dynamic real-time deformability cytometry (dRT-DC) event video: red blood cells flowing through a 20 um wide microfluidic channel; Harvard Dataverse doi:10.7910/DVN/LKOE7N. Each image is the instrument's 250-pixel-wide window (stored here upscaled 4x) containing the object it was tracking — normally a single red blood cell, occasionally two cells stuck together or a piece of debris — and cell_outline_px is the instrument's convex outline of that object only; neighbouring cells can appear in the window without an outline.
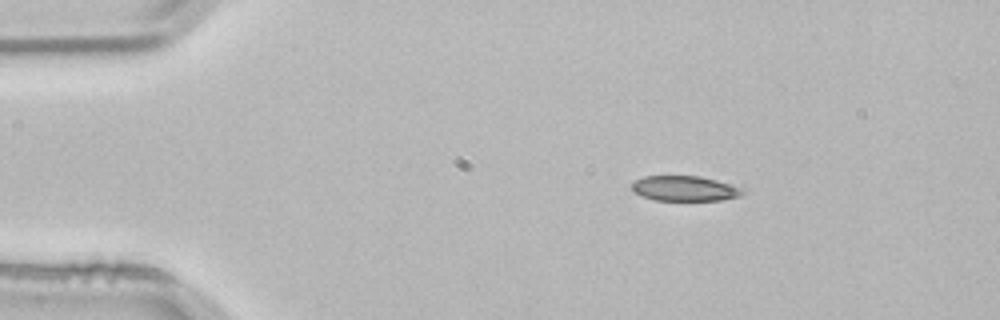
{"species": "common noctule bat (a hibernating species)", "species_latin": "Nyctalus noctula", "temperature_condition": "room temperature", "stored_images_in_passage": 3, "camera_frame_rate_fps": 3000, "um_per_image_px": 0.085, "animal": {"sex": "male", "body_mass_g": 21.5, "forearm_length_mm": 52.0}, "frame": {"image": 1, "passage_image": 1, "time_ms": 0.0, "image_size_px": [1000, 320], "cell_outline_px": [[748, 188], [740, 196], [720, 200], [656, 200], [640, 196], [632, 188], [632, 184], [636, 180], [644, 176], [700, 176]], "centroid_in_image_um": [58.26, 16.02], "position_along_channel_um": 26.7, "area_um2": 16.3}}
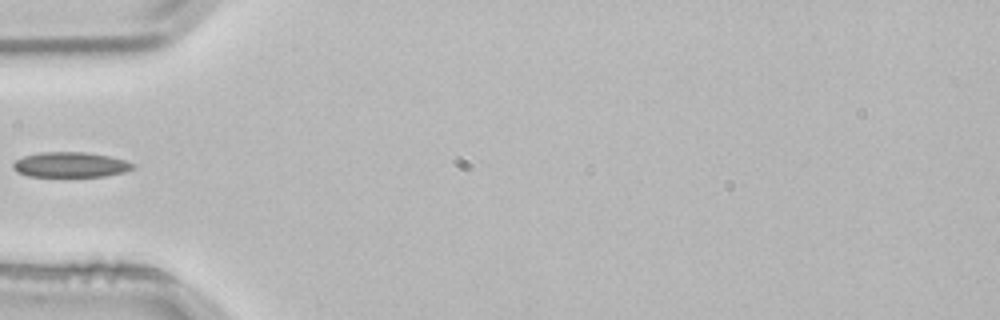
{"frame": {"image": 2, "passage_image": 3, "time_ms": 0.667, "image_size_px": [1000, 320], "cell_outline_px": [[136, 168], [124, 172], [104, 176], [28, 176], [16, 172], [12, 168], [12, 164], [16, 160], [24, 156], [40, 152], [84, 152], [108, 156], [124, 160], [136, 164]], "centroid_in_image_um": [5.98, 14.0], "position_along_channel_um": 79.0, "area_um2": 17.57}}